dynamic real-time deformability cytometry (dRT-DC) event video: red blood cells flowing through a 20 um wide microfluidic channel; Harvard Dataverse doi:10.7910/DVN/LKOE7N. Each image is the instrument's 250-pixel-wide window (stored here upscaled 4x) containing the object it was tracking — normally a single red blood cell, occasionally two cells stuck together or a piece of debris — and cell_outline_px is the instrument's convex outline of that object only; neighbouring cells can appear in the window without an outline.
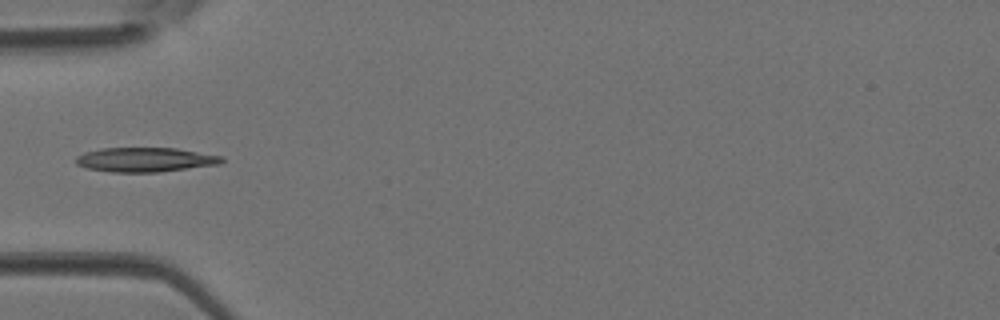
{"species": "Egyptian fruit bat (a non-hibernating species)", "species_latin": "Rousettus aegyptiacus", "temperature_condition": "room temperature", "stored_images_in_passage": 4, "camera_frame_rate_fps": 3000, "um_per_image_px": 0.085, "animal": {"sex": "female"}, "frame": {"image": 1, "passage_image": 4, "time_ms": 1.0, "image_size_px": [1000, 320], "cell_outline_px": [[224, 160], [220, 164], [160, 172], [112, 172], [88, 168], [76, 164], [76, 156], [84, 152], [100, 148], [176, 148], [224, 156]], "centroid_in_image_um": [12.36, 13.57], "position_along_channel_um": 72.6, "area_um2": 20.81}}